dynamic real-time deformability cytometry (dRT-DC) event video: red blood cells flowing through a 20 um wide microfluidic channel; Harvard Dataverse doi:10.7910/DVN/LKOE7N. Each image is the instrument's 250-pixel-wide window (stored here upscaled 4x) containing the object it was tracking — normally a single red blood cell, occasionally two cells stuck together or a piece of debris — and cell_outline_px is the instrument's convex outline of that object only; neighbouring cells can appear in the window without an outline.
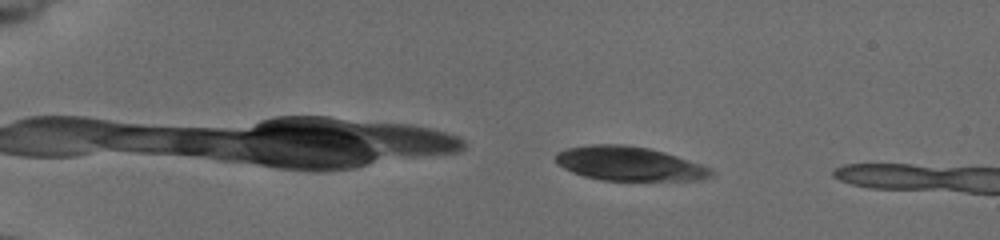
{"species": "common noctule bat (a hibernating species)", "species_latin": "Nyctalus noctula", "temperature_condition": "cold", "stored_images_in_passage": 6, "camera_frame_rate_fps": 3000, "um_per_image_px": 0.085, "animal": {"sex": "female", "body_mass_g": 19.5, "forearm_length_mm": 54.1}, "frame": {"image": 1, "passage_image": 2, "time_ms": 0.333, "image_size_px": [1000, 240], "cell_outline_px": [[712, 172], [708, 176], [684, 180], [600, 180], [584, 176], [564, 168], [556, 160], [556, 156], [560, 152], [568, 148], [592, 144], [620, 144], [648, 148], [708, 168]], "centroid_in_image_um": [53.35, 13.91], "position_along_channel_um": 31.7, "area_um2": 29.54}}